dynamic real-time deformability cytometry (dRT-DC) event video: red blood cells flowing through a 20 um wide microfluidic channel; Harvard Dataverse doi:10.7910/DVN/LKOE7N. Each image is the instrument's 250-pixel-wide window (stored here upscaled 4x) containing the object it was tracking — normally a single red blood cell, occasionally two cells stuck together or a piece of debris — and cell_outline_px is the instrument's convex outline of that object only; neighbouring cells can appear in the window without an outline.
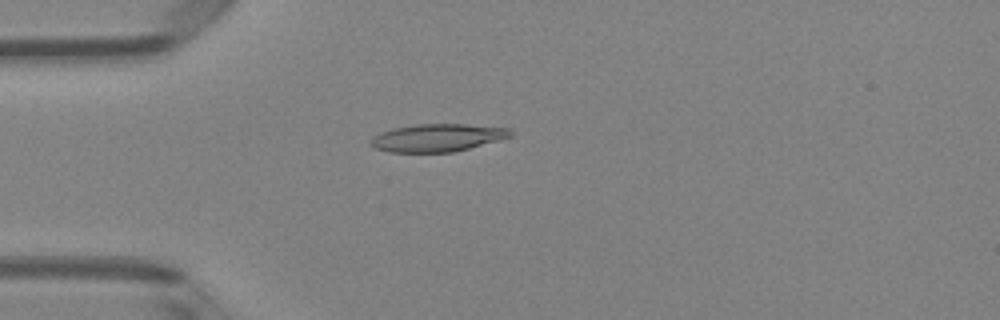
{"species": "Egyptian fruit bat (a non-hibernating species)", "species_latin": "Rousettus aegyptiacus", "temperature_condition": "room temperature", "stored_images_in_passage": 3, "camera_frame_rate_fps": 3000, "um_per_image_px": 0.085, "animal": {"sex": "female"}, "frame": {"image": 1, "passage_image": 2, "time_ms": 0.333, "image_size_px": [1000, 320], "cell_outline_px": [[512, 136], [500, 140], [452, 152], [388, 152], [372, 148], [368, 144], [368, 140], [372, 136], [380, 132], [392, 128], [416, 124], [464, 124], [508, 128], [512, 132]], "centroid_in_image_um": [37.09, 11.71], "position_along_channel_um": 47.9, "area_um2": 22.77}}